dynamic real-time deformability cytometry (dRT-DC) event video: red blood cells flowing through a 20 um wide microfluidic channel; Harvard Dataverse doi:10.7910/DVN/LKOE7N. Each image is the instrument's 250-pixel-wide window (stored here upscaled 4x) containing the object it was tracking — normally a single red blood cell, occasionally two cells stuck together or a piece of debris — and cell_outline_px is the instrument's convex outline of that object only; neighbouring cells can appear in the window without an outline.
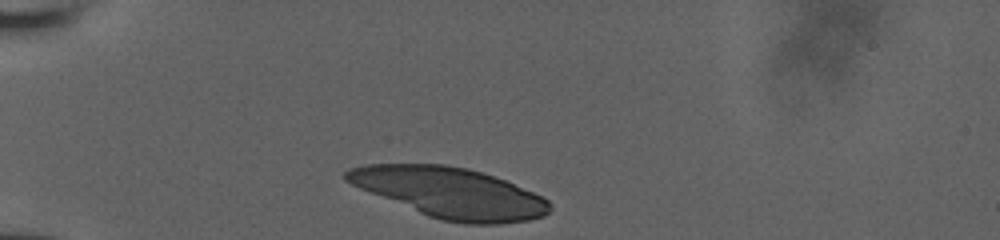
{"species": "human", "species_latin": "Homo sapiens", "temperature_condition": "room temperature", "stored_images_in_passage": 34, "camera_frame_rate_fps": 3000, "um_per_image_px": 0.085, "donor": {"sex": "male"}, "frame": {"image": 1, "passage_image": 1, "time_ms": 0.0, "image_size_px": [1000, 240], "cell_outline_px": [[552, 208], [544, 216], [528, 220], [500, 224], [464, 224], [440, 220], [428, 216], [360, 188], [344, 180], [344, 172], [348, 168], [364, 164], [444, 164], [468, 168], [504, 180], [532, 192], [548, 200], [552, 204]], "centroid_in_image_um": [38.24, 16.38], "position_along_channel_um": 46.8, "area_um2": 59.48}}